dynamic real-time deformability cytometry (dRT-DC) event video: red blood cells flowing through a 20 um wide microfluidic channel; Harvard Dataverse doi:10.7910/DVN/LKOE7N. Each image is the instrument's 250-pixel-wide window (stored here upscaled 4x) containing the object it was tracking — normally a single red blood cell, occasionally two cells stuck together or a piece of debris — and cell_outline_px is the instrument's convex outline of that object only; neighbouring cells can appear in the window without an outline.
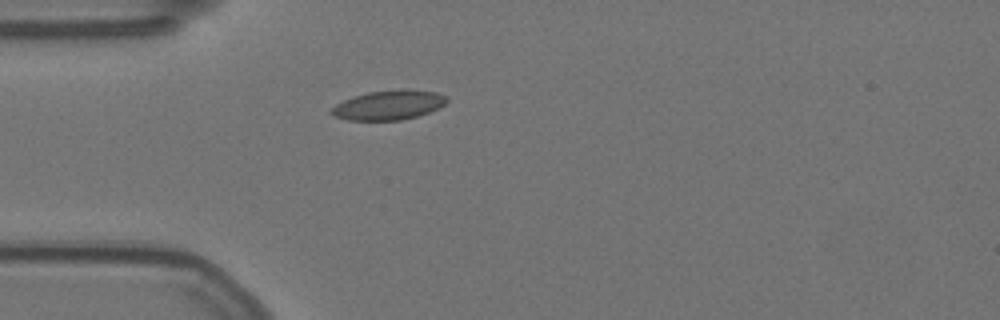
{"species": "Egyptian fruit bat (a non-hibernating species)", "species_latin": "Rousettus aegyptiacus", "temperature_condition": "warm", "stored_images_in_passage": 42, "camera_frame_rate_fps": 3000, "um_per_image_px": 0.085, "animal": {"sex": "female"}, "frame": {"image": 1, "passage_image": 1, "time_ms": 0.0, "image_size_px": [1000, 320], "cell_outline_px": [[448, 100], [444, 104], [428, 112], [416, 116], [400, 120], [348, 120], [336, 116], [328, 112], [336, 104], [352, 96], [368, 92], [404, 88], [436, 92], [448, 96]], "centroid_in_image_um": [33.03, 8.91], "position_along_channel_um": 52.0, "area_um2": 19.83}}
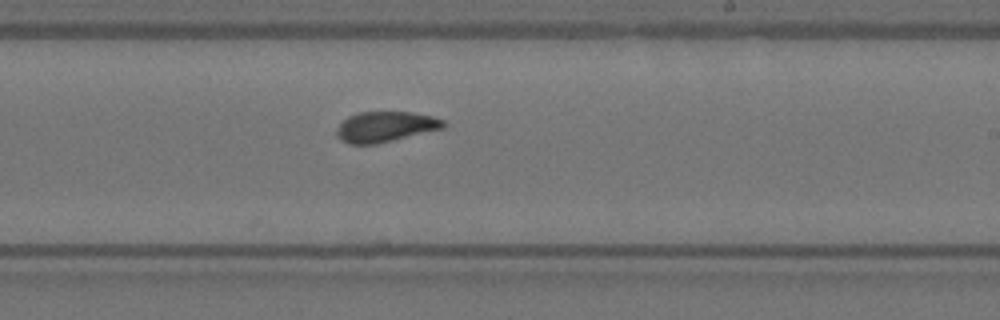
{"frame": {"image": 2, "passage_image": 19, "time_ms": 6.0, "image_size_px": [1000, 320], "cell_outline_px": [[448, 124], [444, 128], [376, 144], [348, 144], [340, 140], [336, 136], [336, 132], [340, 124], [348, 116], [360, 112], [412, 112], [432, 116], [444, 120]], "centroid_in_image_um": [32.77, 10.77], "position_along_channel_um": 256.2, "area_um2": 18.96}}
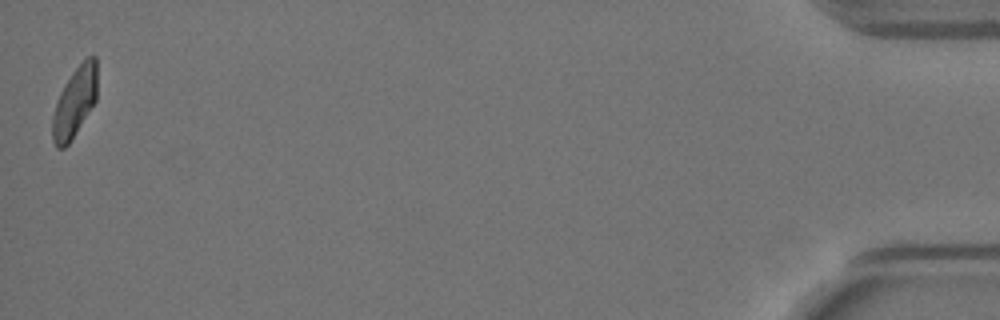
{"frame": {"image": 3, "passage_image": 42, "time_ms": 13.667, "image_size_px": [1000, 320], "cell_outline_px": [[96, 100], [68, 144], [64, 148], [56, 148], [52, 140], [52, 116], [56, 100], [64, 84], [72, 72], [88, 56], [96, 56]], "centroid_in_image_um": [6.31, 8.69], "position_along_channel_um": 428.9, "area_um2": 18.03}}